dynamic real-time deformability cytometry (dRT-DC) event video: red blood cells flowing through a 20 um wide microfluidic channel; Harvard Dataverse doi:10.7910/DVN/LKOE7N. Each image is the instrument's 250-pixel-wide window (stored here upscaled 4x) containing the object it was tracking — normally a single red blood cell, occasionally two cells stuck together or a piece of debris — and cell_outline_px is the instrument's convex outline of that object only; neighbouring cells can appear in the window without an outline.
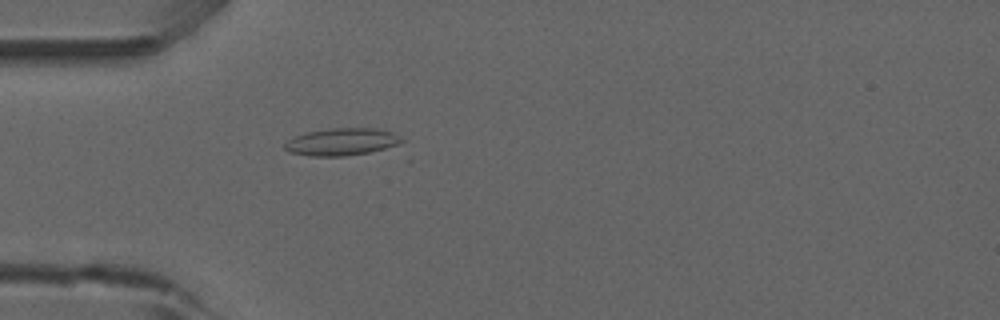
{"species": "common noctule bat (a hibernating species)", "species_latin": "Nyctalus noctula", "temperature_condition": "room temperature", "stored_images_in_passage": 44, "camera_frame_rate_fps": 3000, "um_per_image_px": 0.085, "animal": {"sex": "male", "forearm_length_mm": 52.5}, "frame": {"image": 1, "passage_image": 7, "time_ms": 2.0, "image_size_px": [1000, 320], "cell_outline_px": [[404, 140], [396, 144], [384, 148], [368, 152], [344, 156], [308, 156], [288, 152], [284, 148], [284, 144], [288, 140], [296, 136], [308, 132], [328, 128], [376, 128], [392, 132], [400, 136]], "centroid_in_image_um": [29.01, 12.05], "position_along_channel_um": 56.0, "area_um2": 18.44}}
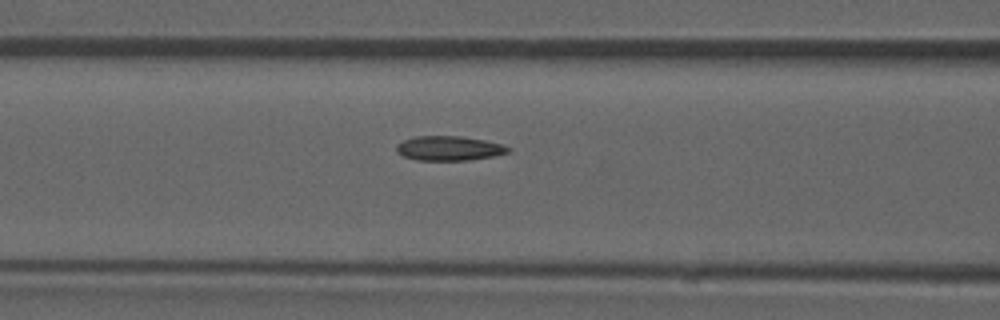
{"frame": {"image": 2, "passage_image": 13, "time_ms": 4.0, "image_size_px": [1000, 320], "cell_outline_px": [[512, 152], [492, 156], [468, 160], [416, 160], [404, 156], [396, 152], [396, 144], [404, 140], [416, 136], [460, 136], [484, 140], [500, 144], [512, 148]], "centroid_in_image_um": [38.17, 12.6], "position_along_channel_um": 128.4, "area_um2": 15.95}}
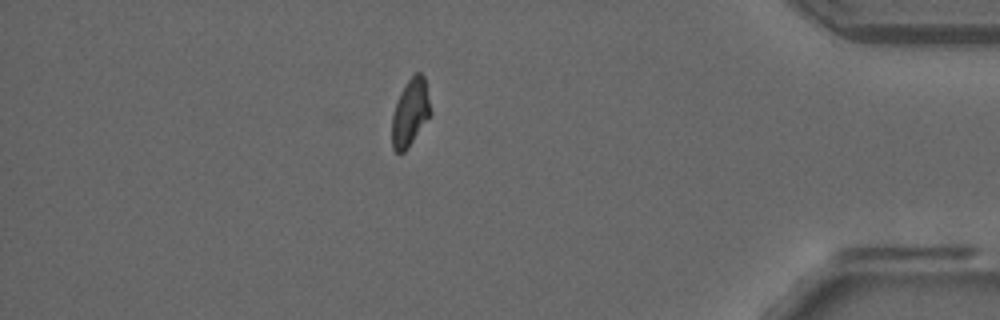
{"frame": {"image": 3, "passage_image": 37, "time_ms": 12.0, "image_size_px": [1000, 320], "cell_outline_px": [[432, 112], [404, 152], [396, 152], [392, 148], [392, 116], [400, 92], [408, 80], [416, 72], [420, 72], [424, 76]], "centroid_in_image_um": [34.87, 9.54], "position_along_channel_um": 400.3, "area_um2": 14.8}, "authors_computed_cell_mechanics": {"area_um2": 15.8372, "velocity_mm_per_s": 3.9014, "shape_relaxation_time_tau1_ms": null, "shape_relaxation_time_tau2_ms": 3.0399, "deformation_change_tau1": null, "deformation_change_tau2": 0.0869}}